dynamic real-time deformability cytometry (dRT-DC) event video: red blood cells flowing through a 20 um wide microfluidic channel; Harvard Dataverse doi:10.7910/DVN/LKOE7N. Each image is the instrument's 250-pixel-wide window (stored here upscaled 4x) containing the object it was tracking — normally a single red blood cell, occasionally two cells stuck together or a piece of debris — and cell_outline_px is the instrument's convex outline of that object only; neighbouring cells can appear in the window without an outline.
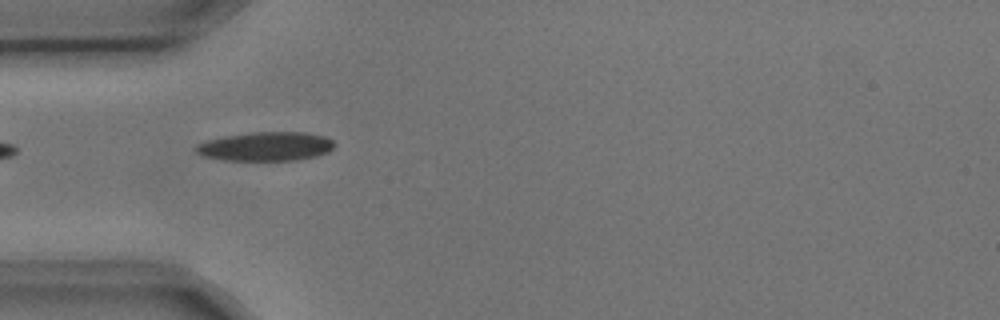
{"species": "common noctule bat (a hibernating species)", "species_latin": "Nyctalus noctula", "temperature_condition": "cold", "stored_images_in_passage": 3, "camera_frame_rate_fps": 3000, "um_per_image_px": 0.085, "animal": {"sex": "male", "body_mass_g": 17.9, "forearm_length_mm": 54.2}, "frame": {"image": 1, "passage_image": 3, "time_ms": 0.667, "image_size_px": [1000, 320], "cell_outline_px": [[336, 144], [328, 152], [316, 156], [296, 160], [224, 160], [204, 156], [196, 152], [196, 144], [208, 140], [224, 136], [252, 132], [304, 132], [324, 136], [332, 140]], "centroid_in_image_um": [22.61, 12.44], "position_along_channel_um": 62.4, "area_um2": 23.29}}